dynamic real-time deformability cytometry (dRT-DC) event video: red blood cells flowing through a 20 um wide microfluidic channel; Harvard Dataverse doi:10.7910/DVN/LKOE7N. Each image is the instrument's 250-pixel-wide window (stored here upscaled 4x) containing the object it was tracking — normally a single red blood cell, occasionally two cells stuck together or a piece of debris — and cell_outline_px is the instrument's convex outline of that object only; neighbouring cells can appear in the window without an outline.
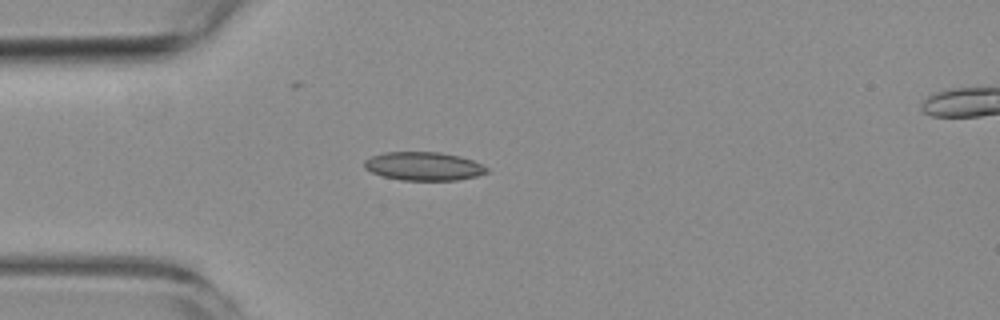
{"species": "common noctule bat (a hibernating species)", "species_latin": "Nyctalus noctula", "temperature_condition": "room temperature", "stored_images_in_passage": 3, "camera_frame_rate_fps": 3000, "um_per_image_px": 0.085, "animal": {"sex": "female", "body_mass_g": 19.3, "forearm_length_mm": 54.1}, "frame": {"image": 1, "passage_image": 1, "time_ms": 0.0, "image_size_px": [1000, 320], "cell_outline_px": [[488, 172], [476, 176], [456, 180], [400, 180], [384, 176], [372, 172], [364, 168], [364, 160], [372, 156], [384, 152], [440, 152], [460, 156], [472, 160], [488, 168]], "centroid_in_image_um": [36.0, 14.12], "position_along_channel_um": 49.0, "area_um2": 20.23}}